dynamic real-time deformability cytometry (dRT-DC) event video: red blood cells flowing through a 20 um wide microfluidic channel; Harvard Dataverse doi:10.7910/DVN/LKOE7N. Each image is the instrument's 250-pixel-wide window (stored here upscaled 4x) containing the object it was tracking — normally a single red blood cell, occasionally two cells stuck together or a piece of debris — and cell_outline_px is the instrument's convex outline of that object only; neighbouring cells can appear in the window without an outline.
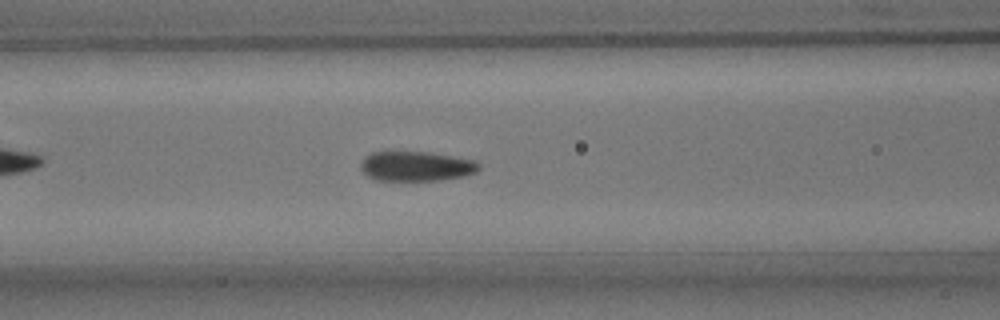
{"species": "common noctule bat (a hibernating species)", "species_latin": "Nyctalus noctula", "temperature_condition": "room temperature", "stored_images_in_passage": 42, "camera_frame_rate_fps": 3000, "um_per_image_px": 0.085, "animal": {"sex": "male", "body_mass_g": 15.6}, "frame": {"image": 1, "passage_image": 13, "time_ms": 4.0, "image_size_px": [1000, 320], "cell_outline_px": [[480, 168], [476, 172], [464, 176], [440, 180], [376, 180], [368, 176], [360, 168], [360, 164], [364, 156], [372, 152], [428, 152], [472, 160], [480, 164]], "centroid_in_image_um": [35.35, 14.13], "position_along_channel_um": 131.3, "area_um2": 20.35}}
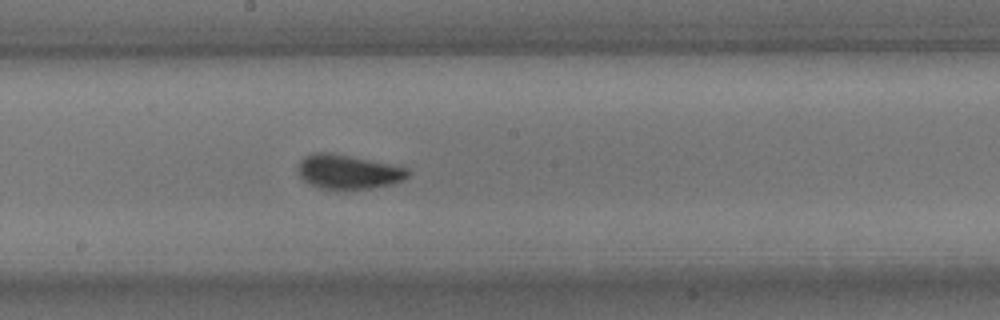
{"frame": {"image": 2, "passage_image": 20, "time_ms": 6.333, "image_size_px": [1000, 320], "cell_outline_px": [[412, 172], [404, 180], [392, 184], [372, 188], [336, 192], [320, 188], [308, 184], [300, 176], [300, 160], [304, 156], [316, 152], [328, 152], [392, 164], [408, 168]], "centroid_in_image_um": [29.62, 14.64], "position_along_channel_um": 218.6, "area_um2": 22.48}}
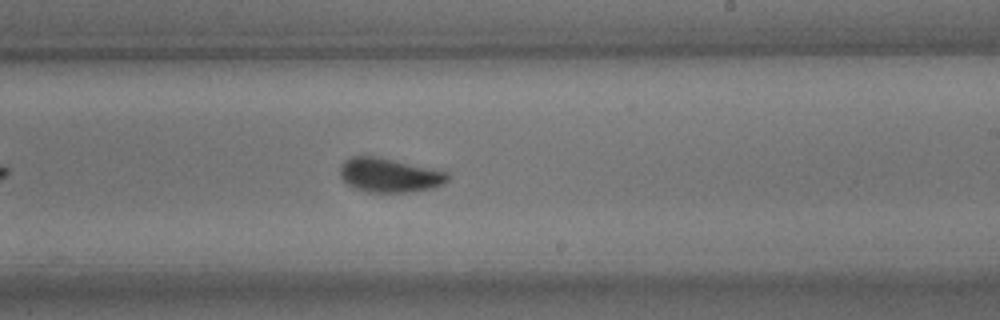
{"frame": {"image": 3, "passage_image": 23, "time_ms": 7.333, "image_size_px": [1000, 320], "cell_outline_px": [[448, 180], [444, 184], [432, 188], [408, 192], [368, 192], [352, 188], [340, 176], [340, 168], [344, 160], [352, 156], [376, 156], [448, 172]], "centroid_in_image_um": [33.07, 14.89], "position_along_channel_um": 255.9, "area_um2": 21.33}}